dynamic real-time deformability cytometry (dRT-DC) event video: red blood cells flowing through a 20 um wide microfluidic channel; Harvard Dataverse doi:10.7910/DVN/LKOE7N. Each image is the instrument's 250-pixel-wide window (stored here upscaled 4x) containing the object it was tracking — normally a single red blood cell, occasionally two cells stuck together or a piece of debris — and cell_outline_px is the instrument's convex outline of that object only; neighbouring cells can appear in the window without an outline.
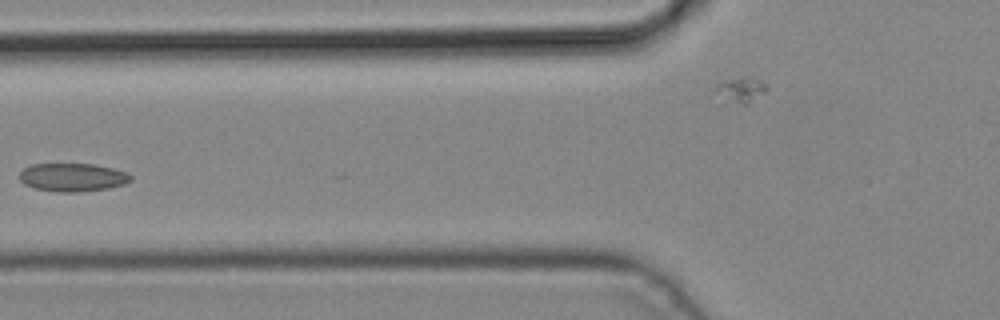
{"species": "common noctule bat (a hibernating species)", "species_latin": "Nyctalus noctula", "temperature_condition": "cold", "stored_images_in_passage": 5, "camera_frame_rate_fps": 3000, "um_per_image_px": 0.085, "animal": {"sex": "male", "body_mass_g": 19.2, "forearm_length_mm": 51.8}, "frame": {"image": 1, "passage_image": 4, "time_ms": 1.0, "image_size_px": [1000, 320], "cell_outline_px": [[132, 180], [124, 184], [108, 188], [76, 192], [56, 192], [36, 188], [24, 184], [20, 180], [20, 172], [28, 164], [92, 164], [112, 168], [124, 172], [132, 176]], "centroid_in_image_um": [6.15, 15.07], "position_along_channel_um": 119.7, "area_um2": 18.21}}